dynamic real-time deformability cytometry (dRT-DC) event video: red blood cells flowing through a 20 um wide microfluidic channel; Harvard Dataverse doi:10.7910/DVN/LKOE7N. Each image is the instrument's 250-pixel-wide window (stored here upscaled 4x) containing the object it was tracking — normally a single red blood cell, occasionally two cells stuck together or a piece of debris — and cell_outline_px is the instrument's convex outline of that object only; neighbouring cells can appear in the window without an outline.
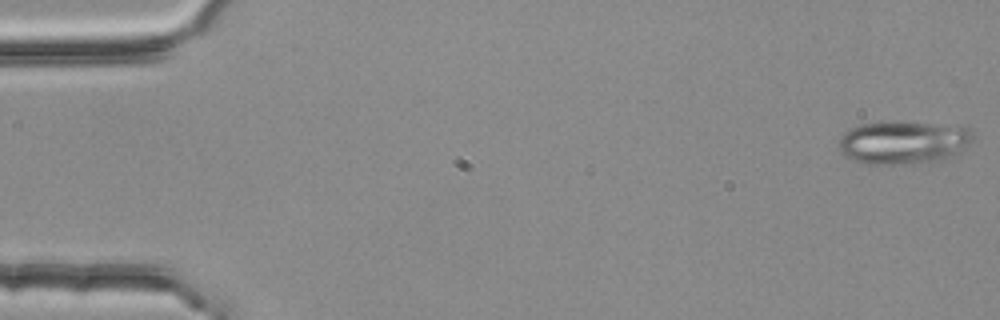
{"species": "common noctule bat (a hibernating species)", "species_latin": "Nyctalus noctula", "temperature_condition": "room temperature", "stored_images_in_passage": 5, "camera_frame_rate_fps": 3000, "um_per_image_px": 0.085, "animal": {"sex": "female", "body_mass_g": 25.1}, "frame": {"image": 1, "passage_image": 1, "time_ms": 0.0, "image_size_px": [1000, 320], "cell_outline_px": [[972, 136], [960, 152], [944, 160], [912, 164], [868, 164], [852, 160], [844, 156], [840, 152], [836, 144], [840, 136], [844, 132], [852, 128], [864, 124], [884, 120], [972, 128]], "centroid_in_image_um": [76.7, 12.12], "position_along_channel_um": 8.3, "area_um2": 33.87}}